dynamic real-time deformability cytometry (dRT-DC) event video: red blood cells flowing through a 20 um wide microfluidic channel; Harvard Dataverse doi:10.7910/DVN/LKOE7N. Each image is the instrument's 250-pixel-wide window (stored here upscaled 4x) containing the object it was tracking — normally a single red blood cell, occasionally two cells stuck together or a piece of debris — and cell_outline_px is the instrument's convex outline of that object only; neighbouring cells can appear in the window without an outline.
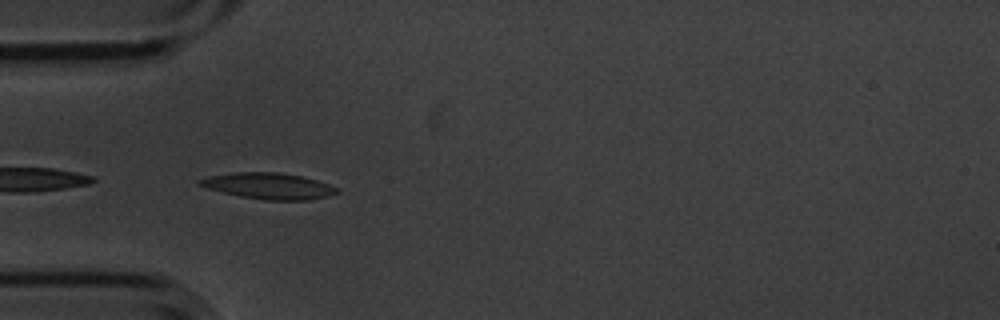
{"species": "common noctule bat (a hibernating species)", "species_latin": "Nyctalus noctula", "temperature_condition": "cold", "stored_images_in_passage": 32, "camera_frame_rate_fps": 3000, "um_per_image_px": 0.085, "animal": {"sex": "male", "body_mass_g": 20.1, "forearm_length_mm": 53.5}, "frame": {"image": 1, "passage_image": 1, "time_ms": 0.0, "image_size_px": [1000, 320], "cell_outline_px": [[340, 192], [328, 196], [308, 200], [264, 200], [240, 196], [208, 188], [196, 184], [196, 180], [208, 176], [236, 172], [276, 172], [300, 176], [316, 180], [328, 184], [336, 188]], "centroid_in_image_um": [22.81, 15.8], "position_along_channel_um": 62.2, "area_um2": 20.75}}
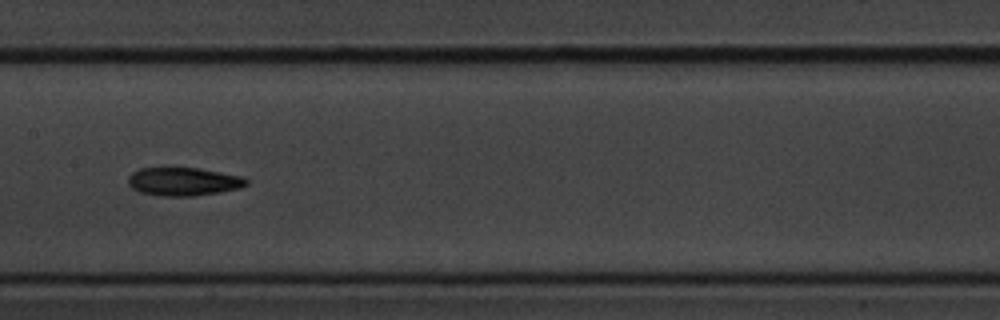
{"frame": {"image": 2, "passage_image": 12, "time_ms": 3.667, "image_size_px": [1000, 320], "cell_outline_px": [[248, 184], [240, 188], [220, 192], [196, 196], [160, 196], [140, 192], [132, 188], [128, 184], [128, 176], [132, 172], [140, 168], [200, 168], [244, 176], [248, 180]], "centroid_in_image_um": [15.62, 15.43], "position_along_channel_um": 191.8, "area_um2": 19.71}}
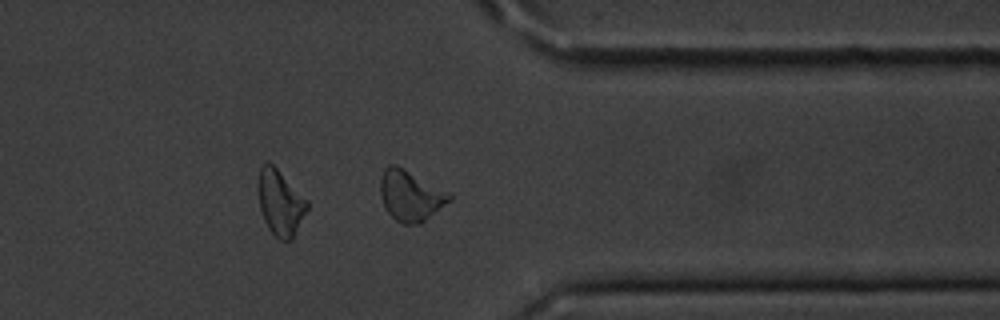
{"frame": {"image": 3, "passage_image": 28, "time_ms": 9.0, "image_size_px": [1000, 320], "cell_outline_px": [[452, 200], [420, 224], [404, 224], [396, 220], [384, 208], [380, 196], [380, 176], [384, 168], [388, 164], [396, 164], [452, 192]], "centroid_in_image_um": [34.91, 16.6], "position_along_channel_um": 376.5, "area_um2": 20.87}, "authors_computed_cell_mechanics": {"area_um2": 18.9295, "velocity_mm_per_s": 3.5656, "shape_relaxation_time_tau1_ms": 4.7287, "shape_relaxation_time_tau2_ms": 8.0328, "deformation_change_tau1": 0.1336, "deformation_change_tau2": 0.1847}}